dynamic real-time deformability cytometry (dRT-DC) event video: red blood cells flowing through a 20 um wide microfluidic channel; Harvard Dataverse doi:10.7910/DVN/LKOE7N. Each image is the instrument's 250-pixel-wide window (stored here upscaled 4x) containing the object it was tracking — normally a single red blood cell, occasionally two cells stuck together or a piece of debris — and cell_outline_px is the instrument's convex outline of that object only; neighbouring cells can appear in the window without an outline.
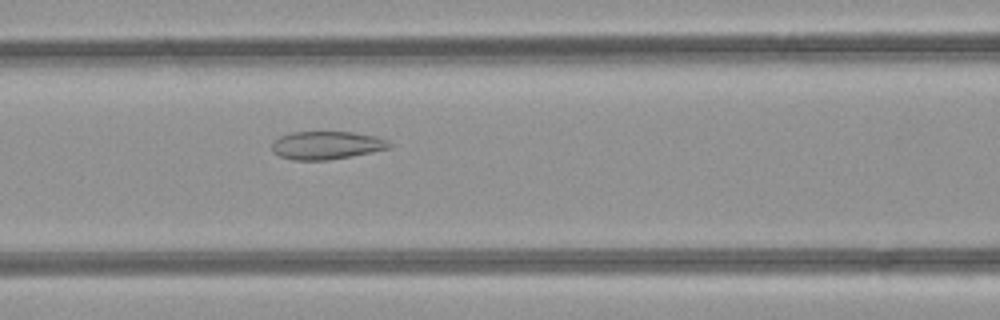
{"species": "common noctule bat (a hibernating species)", "species_latin": "Nyctalus noctula", "temperature_condition": "room temperature", "stored_images_in_passage": 49, "camera_frame_rate_fps": 3000, "um_per_image_px": 0.085, "animal": {"sex": "female", "body_mass_g": 21.9}, "frame": {"image": 1, "passage_image": 21, "time_ms": 6.667, "image_size_px": [1000, 320], "cell_outline_px": [[392, 144], [388, 148], [328, 160], [292, 160], [280, 156], [272, 148], [272, 144], [280, 136], [292, 132], [352, 132], [376, 136]], "centroid_in_image_um": [27.72, 12.34], "position_along_channel_um": 138.9, "area_um2": 18.73}}
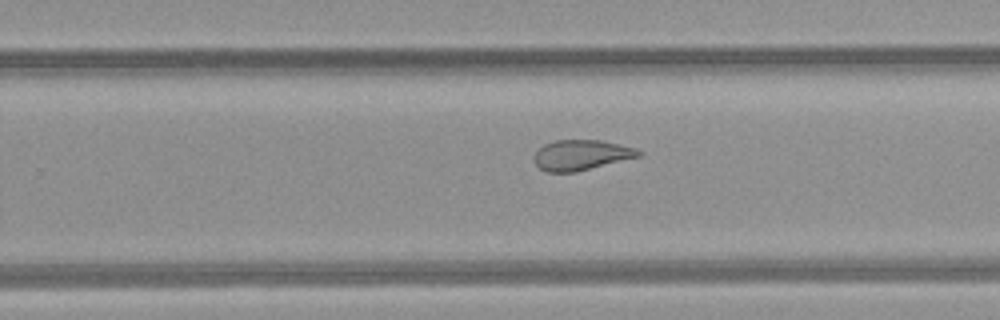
{"frame": {"image": 2, "passage_image": 31, "time_ms": 10.0, "image_size_px": [1000, 320], "cell_outline_px": [[644, 152], [640, 156], [576, 172], [548, 172], [540, 168], [536, 164], [536, 152], [544, 144], [556, 140], [600, 140], [636, 148]], "centroid_in_image_um": [49.44, 13.17], "position_along_channel_um": 280.4, "area_um2": 18.21}}
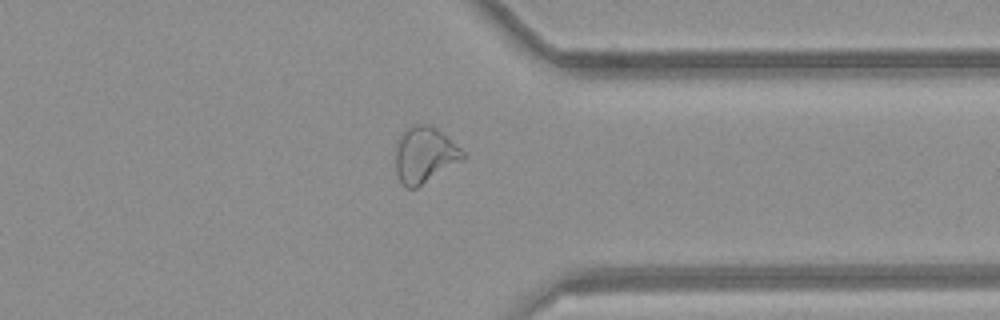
{"frame": {"image": 3, "passage_image": 38, "time_ms": 12.333, "image_size_px": [1000, 320], "cell_outline_px": [[468, 156], [464, 160], [416, 188], [408, 188], [400, 180], [396, 172], [396, 144], [400, 132], [404, 128], [416, 124], [428, 124], [436, 128], [468, 152]], "centroid_in_image_um": [36.14, 13.13], "position_along_channel_um": 375.3, "area_um2": 22.43}, "authors_computed_cell_mechanics": {"area_um2": 23.698, "velocity_mm_per_s": 4.2526, "shape_relaxation_time_tau1_ms": null, "shape_relaxation_time_tau2_ms": 1.8492, "deformation_change_tau1": null, "deformation_change_tau2": 0.089}}